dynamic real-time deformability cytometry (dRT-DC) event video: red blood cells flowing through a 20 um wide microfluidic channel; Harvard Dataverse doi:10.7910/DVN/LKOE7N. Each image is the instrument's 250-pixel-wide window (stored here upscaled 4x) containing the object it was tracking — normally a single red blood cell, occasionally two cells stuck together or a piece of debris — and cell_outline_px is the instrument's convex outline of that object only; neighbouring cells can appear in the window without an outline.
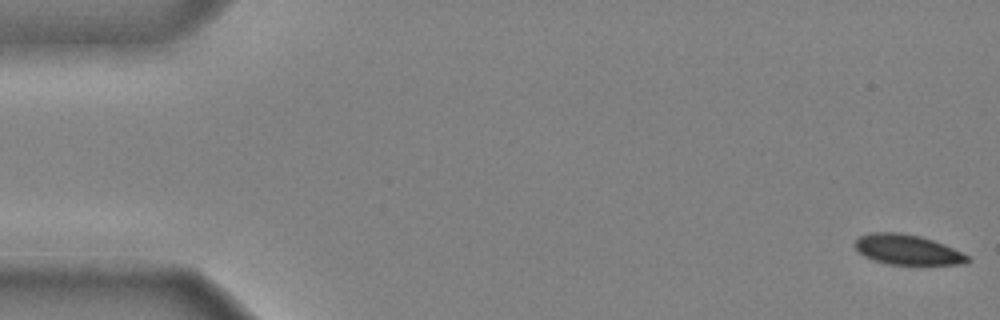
{"species": "common noctule bat (a hibernating species)", "species_latin": "Nyctalus noctula", "temperature_condition": "cold", "stored_images_in_passage": 14, "camera_frame_rate_fps": 3000, "um_per_image_px": 0.085, "animal": {"sex": "male", "body_mass_g": 20.4}, "frame": {"image": 1, "passage_image": 1, "time_ms": 0.0, "image_size_px": [1000, 320], "cell_outline_px": [[972, 260], [968, 264], [888, 264], [864, 256], [856, 248], [856, 240], [860, 236], [872, 232], [900, 232], [920, 236], [944, 244], [968, 256]], "centroid_in_image_um": [77.15, 21.22], "position_along_channel_um": 7.8, "area_um2": 19.48}}
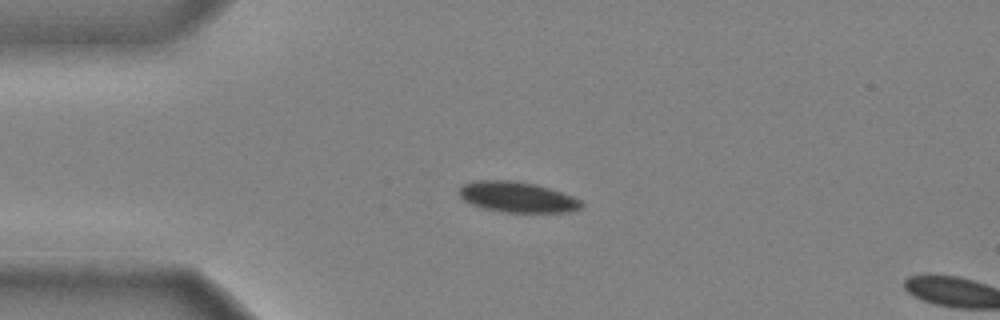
{"frame": {"image": 2, "passage_image": 12, "time_ms": 3.667, "image_size_px": [1000, 320], "cell_outline_px": [[584, 204], [580, 208], [568, 212], [504, 212], [484, 208], [472, 204], [464, 200], [460, 196], [460, 188], [464, 184], [472, 180], [512, 180], [536, 184], [572, 196], [580, 200]], "centroid_in_image_um": [43.96, 16.74], "position_along_channel_um": 41.0, "area_um2": 21.62}}